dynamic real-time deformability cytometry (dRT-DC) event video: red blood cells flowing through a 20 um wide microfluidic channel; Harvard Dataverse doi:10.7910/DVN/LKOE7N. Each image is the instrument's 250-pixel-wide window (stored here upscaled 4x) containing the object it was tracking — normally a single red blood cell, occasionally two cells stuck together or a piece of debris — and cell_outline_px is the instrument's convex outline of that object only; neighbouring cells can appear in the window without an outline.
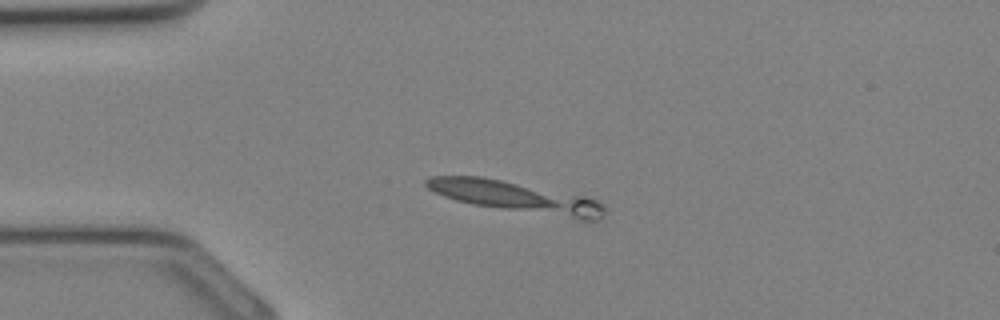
{"species": "Egyptian fruit bat (a non-hibernating species)", "species_latin": "Rousettus aegyptiacus", "temperature_condition": "cold", "stored_images_in_passage": 2, "camera_frame_rate_fps": 3000, "um_per_image_px": 0.085, "animal": {"sex": "female"}, "frame": {"image": 1, "passage_image": 1, "time_ms": 0.0, "image_size_px": [1000, 320], "cell_outline_px": [[604, 216], [596, 220], [580, 220], [472, 204], [456, 200], [444, 196], [428, 188], [424, 184], [424, 180], [432, 176], [480, 176], [584, 196], [596, 200], [604, 204]], "centroid_in_image_um": [43.86, 16.74], "position_along_channel_um": 41.1, "area_um2": 31.62}}